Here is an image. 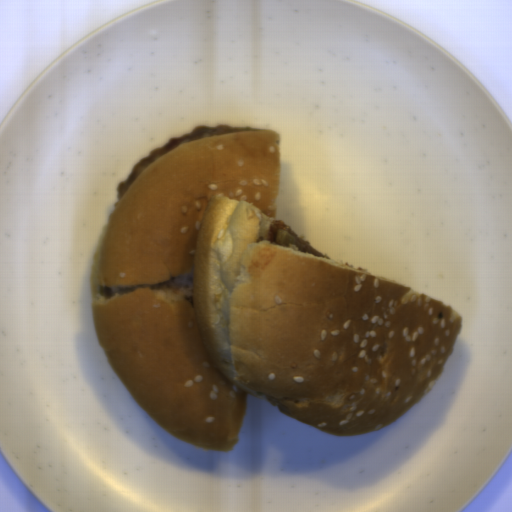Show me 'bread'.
Segmentation results:
<instances>
[{"label":"bread","instance_id":"8d2b1439","mask_svg":"<svg viewBox=\"0 0 512 512\" xmlns=\"http://www.w3.org/2000/svg\"><path fill=\"white\" fill-rule=\"evenodd\" d=\"M281 135L180 144L98 235L96 342L138 405L192 448L234 451L249 394L334 436L380 431L445 374L458 309L295 244L271 243Z\"/></svg>","mask_w":512,"mask_h":512}]
</instances>
